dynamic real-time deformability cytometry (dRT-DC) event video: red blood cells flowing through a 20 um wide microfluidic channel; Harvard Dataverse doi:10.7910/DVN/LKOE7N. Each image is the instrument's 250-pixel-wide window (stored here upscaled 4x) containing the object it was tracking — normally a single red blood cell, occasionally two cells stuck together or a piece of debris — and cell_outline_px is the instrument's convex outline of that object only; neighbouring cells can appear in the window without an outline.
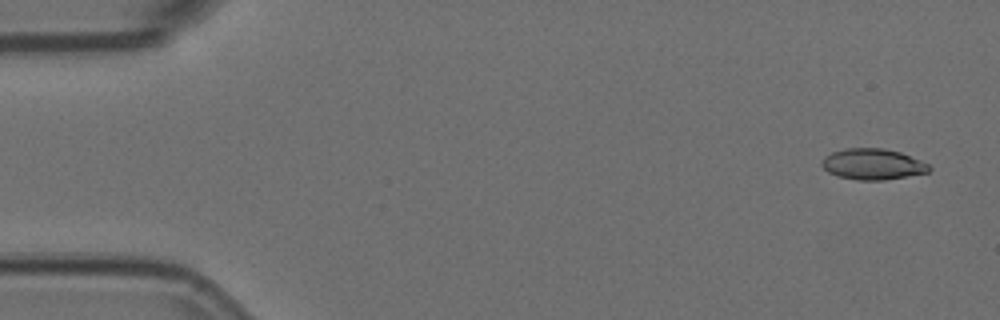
{"species": "Egyptian fruit bat (a non-hibernating species)", "species_latin": "Rousettus aegyptiacus", "temperature_condition": "room temperature", "stored_images_in_passage": 53, "camera_frame_rate_fps": 3000, "um_per_image_px": 0.085, "animal": {"sex": "female"}, "frame": {"image": 1, "passage_image": 1, "time_ms": 0.0, "image_size_px": [1000, 320], "cell_outline_px": [[932, 168], [928, 172], [884, 180], [856, 180], [836, 176], [828, 172], [820, 164], [824, 156], [832, 152], [848, 148], [884, 148], [900, 152], [920, 160], [928, 164]], "centroid_in_image_um": [74.15, 13.95], "position_along_channel_um": 10.8, "area_um2": 19.36}}
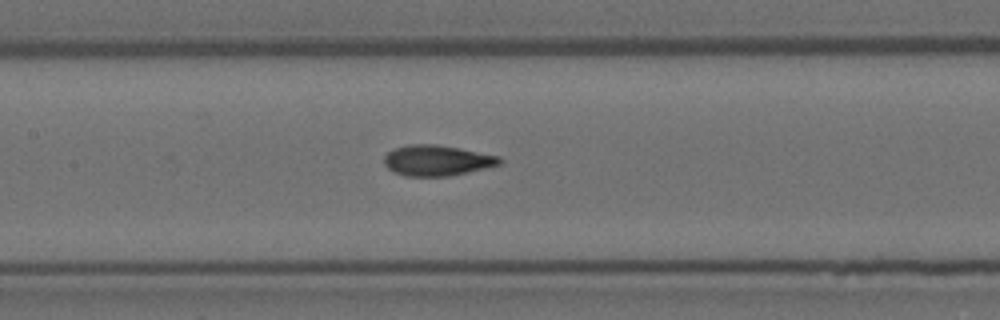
{"frame": {"image": 2, "passage_image": 24, "time_ms": 7.667, "image_size_px": [1000, 320], "cell_outline_px": [[504, 160], [500, 164], [484, 168], [448, 176], [404, 176], [388, 168], [384, 164], [384, 156], [392, 148], [408, 144], [436, 144], [460, 148], [500, 156]], "centroid_in_image_um": [37.13, 13.62], "position_along_channel_um": 170.3, "area_um2": 20.63}}
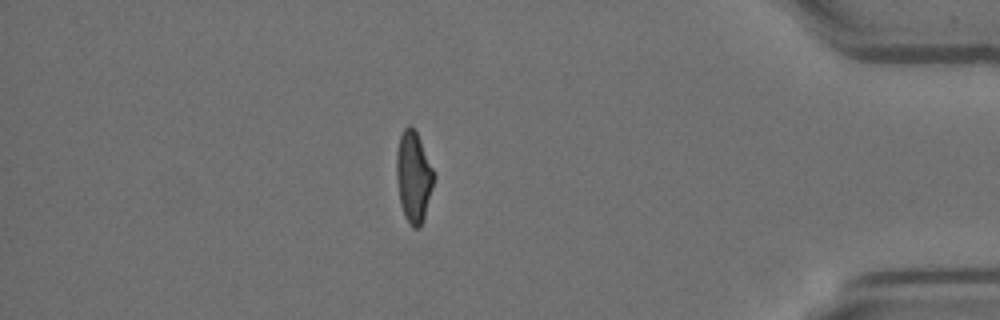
{"frame": {"image": 3, "passage_image": 46, "time_ms": 15.0, "image_size_px": [1000, 320], "cell_outline_px": [[436, 176], [424, 216], [420, 228], [412, 228], [404, 216], [400, 204], [396, 176], [396, 152], [400, 136], [404, 128], [408, 124], [416, 132], [420, 140]], "centroid_in_image_um": [35.14, 15.05], "position_along_channel_um": 400.1, "area_um2": 19.77}, "authors_computed_cell_mechanics": {"area_um2": 20.1722, "velocity_mm_per_s": 3.6846, "shape_relaxation_time_tau1_ms": 8.4961, "shape_relaxation_time_tau2_ms": 1.3586, "deformation_change_tau1": 0.2039, "deformation_change_tau2": 0.0682}}